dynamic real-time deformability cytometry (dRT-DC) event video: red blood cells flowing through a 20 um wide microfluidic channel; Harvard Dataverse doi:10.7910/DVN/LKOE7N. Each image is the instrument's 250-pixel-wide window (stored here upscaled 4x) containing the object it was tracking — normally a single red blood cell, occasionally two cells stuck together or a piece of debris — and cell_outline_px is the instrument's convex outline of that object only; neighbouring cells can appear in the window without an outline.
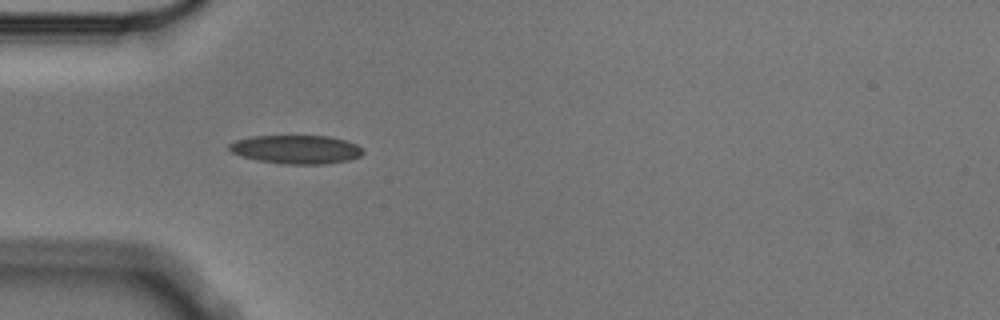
{"species": "Egyptian fruit bat (a non-hibernating species)", "species_latin": "Rousettus aegyptiacus", "temperature_condition": "cold", "stored_images_in_passage": 7, "camera_frame_rate_fps": 3000, "um_per_image_px": 0.085, "animal": {"sex": "male"}, "frame": {"image": 1, "passage_image": 1, "time_ms": 0.0, "image_size_px": [1000, 320], "cell_outline_px": [[364, 152], [360, 156], [348, 160], [324, 164], [284, 164], [256, 160], [240, 156], [232, 152], [228, 148], [228, 144], [236, 140], [252, 136], [328, 136], [344, 140], [356, 144]], "centroid_in_image_um": [25.14, 12.7], "position_along_channel_um": 59.9, "area_um2": 22.25}}
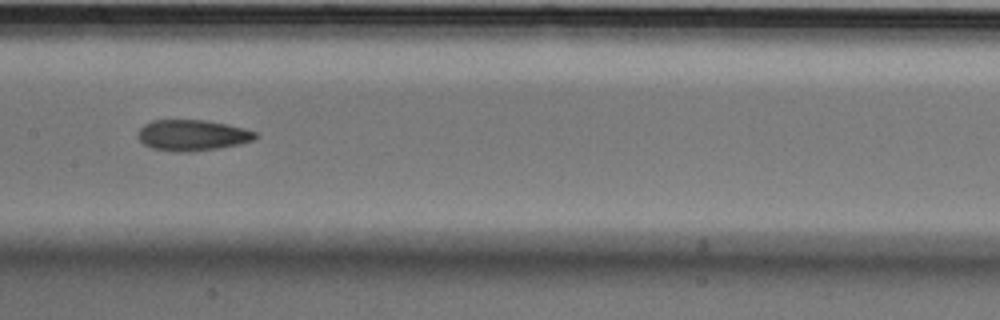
{"frame": {"image": 2, "passage_image": 4, "time_ms": 1.0, "image_size_px": [1000, 320], "cell_outline_px": [[260, 136], [252, 140], [240, 144], [216, 148], [188, 152], [176, 152], [152, 148], [144, 144], [136, 136], [140, 128], [144, 124], [152, 120], [204, 120], [244, 128], [256, 132]], "centroid_in_image_um": [16.33, 11.49], "position_along_channel_um": 191.1, "area_um2": 21.1}}
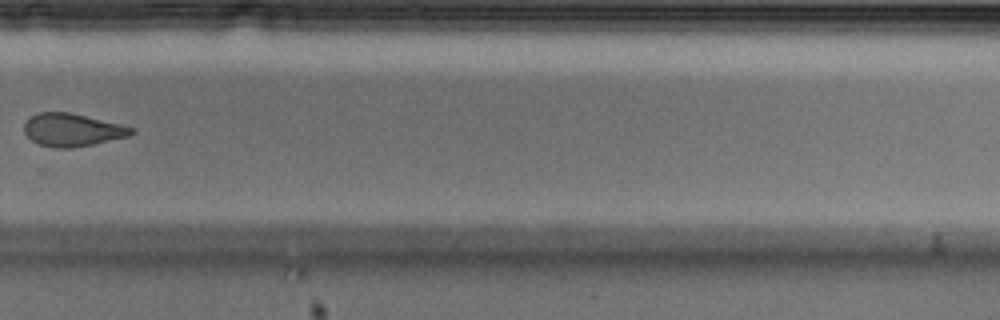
{"frame": {"image": 3, "passage_image": 7, "time_ms": 2.0, "image_size_px": [1000, 320], "cell_outline_px": [[136, 132], [128, 136], [92, 144], [72, 148], [52, 148], [36, 144], [24, 132], [24, 124], [32, 116], [40, 112], [72, 112], [120, 124], [132, 128]], "centroid_in_image_um": [6.12, 11.04], "position_along_channel_um": 323.7, "area_um2": 20.46}}